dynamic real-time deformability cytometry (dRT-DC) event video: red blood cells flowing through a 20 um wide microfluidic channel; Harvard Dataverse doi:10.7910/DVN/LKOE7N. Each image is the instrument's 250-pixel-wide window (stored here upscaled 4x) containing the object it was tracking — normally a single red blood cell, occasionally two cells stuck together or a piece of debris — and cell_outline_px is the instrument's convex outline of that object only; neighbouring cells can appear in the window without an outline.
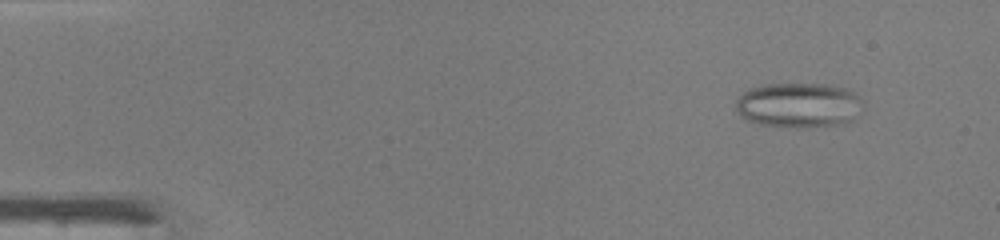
{"species": "common noctule bat (a hibernating species)", "species_latin": "Nyctalus noctula", "temperature_condition": "warm", "stored_images_in_passage": 47, "camera_frame_rate_fps": 3000, "um_per_image_px": 0.085, "animal": {"sex": "male", "body_mass_g": 19.0, "forearm_length_mm": 50.8}, "frame": {"image": 1, "passage_image": 5, "time_ms": 1.333, "image_size_px": [1000, 240], "cell_outline_px": [[864, 108], [852, 120], [840, 124], [808, 128], [796, 128], [760, 124], [748, 120], [740, 116], [736, 108], [736, 100], [744, 92], [752, 88], [764, 84], [824, 84], [848, 88], [860, 100]], "centroid_in_image_um": [67.9, 8.95], "position_along_channel_um": 17.1, "area_um2": 33.41}}
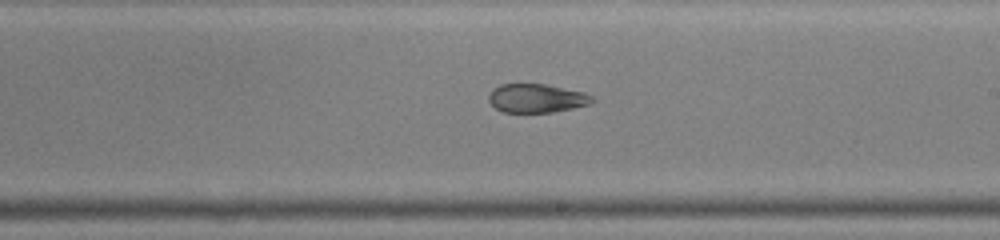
{"frame": {"image": 2, "passage_image": 28, "time_ms": 9.0, "image_size_px": [1000, 240], "cell_outline_px": [[596, 100], [588, 104], [572, 108], [552, 112], [504, 112], [496, 108], [488, 100], [488, 96], [492, 88], [500, 84], [544, 84], [584, 92], [592, 96]], "centroid_in_image_um": [45.59, 8.34], "position_along_channel_um": 243.4, "area_um2": 17.22}}
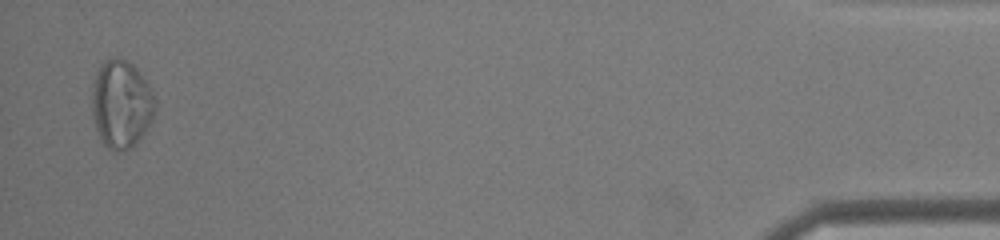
{"frame": {"image": 3, "passage_image": 46, "time_ms": 15.0, "image_size_px": [1000, 240], "cell_outline_px": [[156, 108], [152, 120], [144, 132], [132, 148], [120, 152], [116, 152], [108, 148], [104, 144], [96, 128], [92, 116], [92, 84], [96, 72], [100, 64], [104, 60], [124, 60], [132, 64], [140, 72], [148, 84], [156, 100]], "centroid_in_image_um": [10.3, 8.87], "position_along_channel_um": 424.9, "area_um2": 32.37}, "authors_computed_cell_mechanics": {"area_um2": 26.6458, "velocity_mm_per_s": 4.3585, "shape_relaxation_time_tau1_ms": null, "shape_relaxation_time_tau2_ms": 0.8988, "deformation_change_tau1": null, "deformation_change_tau2": 0.0562}}